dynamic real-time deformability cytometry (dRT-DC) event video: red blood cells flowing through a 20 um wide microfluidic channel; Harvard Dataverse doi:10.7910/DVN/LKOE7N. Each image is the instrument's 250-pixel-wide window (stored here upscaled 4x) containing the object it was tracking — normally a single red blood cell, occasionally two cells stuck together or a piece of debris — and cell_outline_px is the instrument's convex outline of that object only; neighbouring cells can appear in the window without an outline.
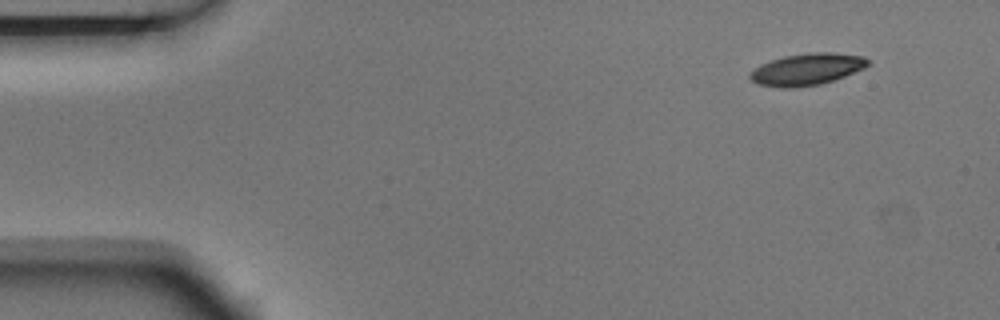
{"species": "Egyptian fruit bat (a non-hibernating species)", "species_latin": "Rousettus aegyptiacus", "temperature_condition": "room temperature", "stored_images_in_passage": 5, "camera_frame_rate_fps": 3000, "um_per_image_px": 0.085, "animal": {"sex": "male"}, "frame": {"image": 1, "passage_image": 2, "time_ms": 0.333, "image_size_px": [1000, 320], "cell_outline_px": [[872, 60], [864, 68], [844, 76], [820, 84], [792, 88], [780, 88], [760, 84], [752, 80], [748, 76], [760, 64], [784, 56], [812, 52], [832, 52], [864, 56]], "centroid_in_image_um": [68.62, 5.88], "position_along_channel_um": 16.4, "area_um2": 21.68}}
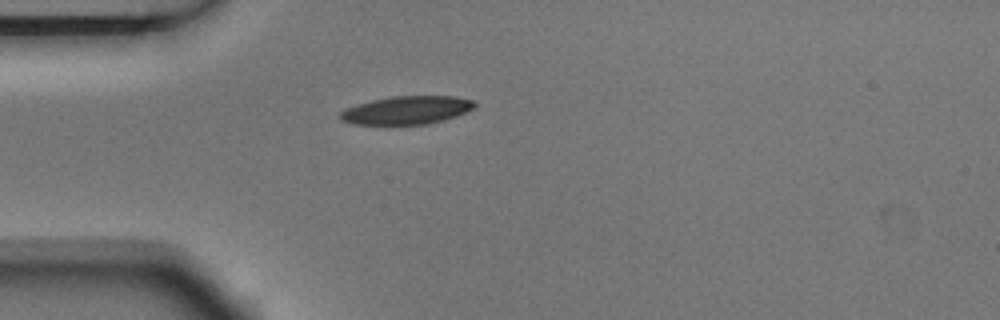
{"frame": {"image": 2, "passage_image": 5, "time_ms": 1.333, "image_size_px": [1000, 320], "cell_outline_px": [[476, 104], [472, 108], [456, 116], [444, 120], [424, 124], [356, 124], [344, 120], [340, 116], [340, 112], [348, 108], [372, 100], [392, 96], [456, 96], [472, 100]], "centroid_in_image_um": [34.61, 9.35], "position_along_channel_um": 50.4, "area_um2": 21.56}}